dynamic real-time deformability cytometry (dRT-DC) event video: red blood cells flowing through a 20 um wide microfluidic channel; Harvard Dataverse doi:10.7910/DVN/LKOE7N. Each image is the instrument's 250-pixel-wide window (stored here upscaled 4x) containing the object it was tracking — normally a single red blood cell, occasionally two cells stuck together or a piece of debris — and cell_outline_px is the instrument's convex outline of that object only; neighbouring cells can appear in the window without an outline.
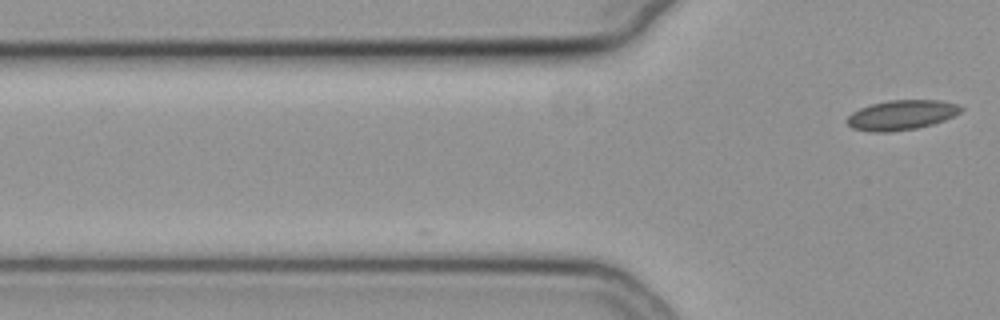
{"species": "common noctule bat (a hibernating species)", "species_latin": "Nyctalus noctula", "temperature_condition": "cold", "stored_images_in_passage": 2, "camera_frame_rate_fps": 3000, "um_per_image_px": 0.085, "animal": {"sex": "female", "body_mass_g": 19.3, "forearm_length_mm": 54.1}, "frame": {"image": 1, "passage_image": 2, "time_ms": 0.333, "image_size_px": [1000, 320], "cell_outline_px": [[964, 108], [960, 112], [944, 120], [932, 124], [916, 128], [888, 132], [872, 132], [852, 128], [844, 120], [852, 112], [860, 108], [872, 104], [888, 100], [940, 100], [956, 104]], "centroid_in_image_um": [76.59, 9.77], "position_along_channel_um": 49.2, "area_um2": 19.71}}